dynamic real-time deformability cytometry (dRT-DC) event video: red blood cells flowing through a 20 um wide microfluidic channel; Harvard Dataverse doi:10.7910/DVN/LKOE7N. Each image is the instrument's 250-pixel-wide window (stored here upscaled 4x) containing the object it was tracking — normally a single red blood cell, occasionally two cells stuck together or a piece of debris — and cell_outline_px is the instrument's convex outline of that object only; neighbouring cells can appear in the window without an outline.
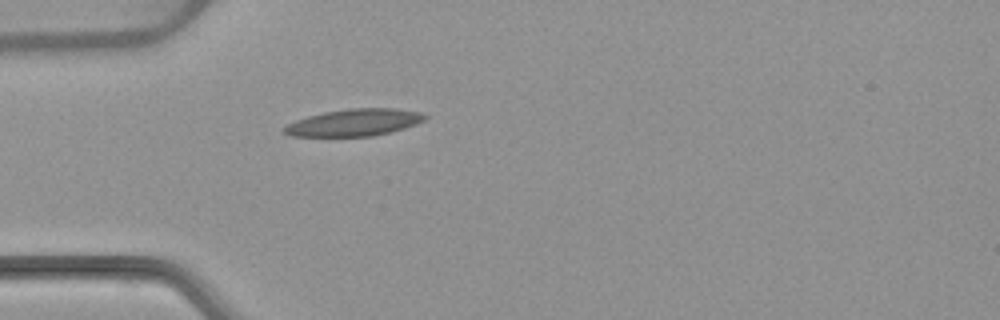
{"species": "common noctule bat (a hibernating species)", "species_latin": "Nyctalus noctula", "temperature_condition": "warm", "stored_images_in_passage": 1, "camera_frame_rate_fps": 3000, "um_per_image_px": 0.085, "animal": {"sex": "female", "body_mass_g": 22.7, "forearm_length_mm": 54.2}, "frame": {"image": 1, "passage_image": 1, "time_ms": 0.0, "image_size_px": [1000, 320], "cell_outline_px": [[428, 116], [424, 120], [416, 124], [392, 132], [372, 136], [292, 136], [280, 132], [280, 128], [296, 120], [308, 116], [324, 112], [352, 108], [396, 108], [420, 112]], "centroid_in_image_um": [30.09, 10.42], "position_along_channel_um": 54.9, "area_um2": 22.25}}